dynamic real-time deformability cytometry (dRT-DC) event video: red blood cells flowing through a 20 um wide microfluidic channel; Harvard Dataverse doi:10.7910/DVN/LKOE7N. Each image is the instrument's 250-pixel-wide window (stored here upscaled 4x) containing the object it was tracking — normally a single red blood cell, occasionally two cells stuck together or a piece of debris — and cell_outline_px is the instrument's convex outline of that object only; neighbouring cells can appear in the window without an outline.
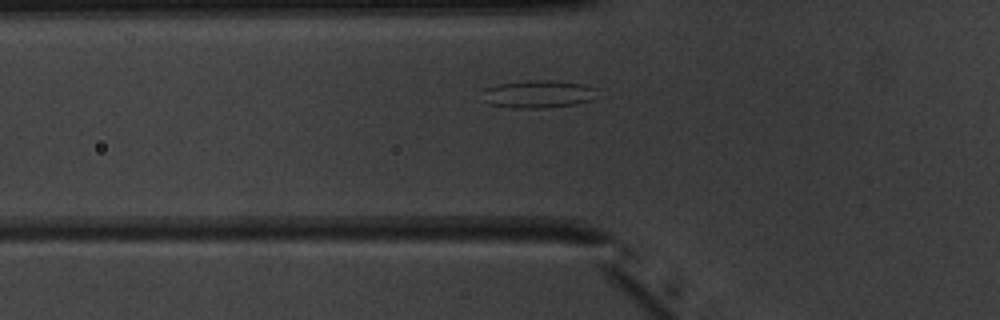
{"species": "common noctule bat (a hibernating species)", "species_latin": "Nyctalus noctula", "temperature_condition": "warm", "stored_images_in_passage": 41, "camera_frame_rate_fps": 3000, "um_per_image_px": 0.085, "animal": {"sex": "male", "body_mass_g": 20.1, "forearm_length_mm": 53.5}, "frame": {"image": 1, "passage_image": 8, "time_ms": 2.333, "image_size_px": [1000, 320], "cell_outline_px": [[600, 88], [592, 100], [576, 104], [548, 108], [512, 108], [488, 104], [484, 100], [484, 88], [500, 84], [532, 80], [552, 80], [584, 84]], "centroid_in_image_um": [45.81, 8.0], "position_along_channel_um": 80.0, "area_um2": 18.73}}
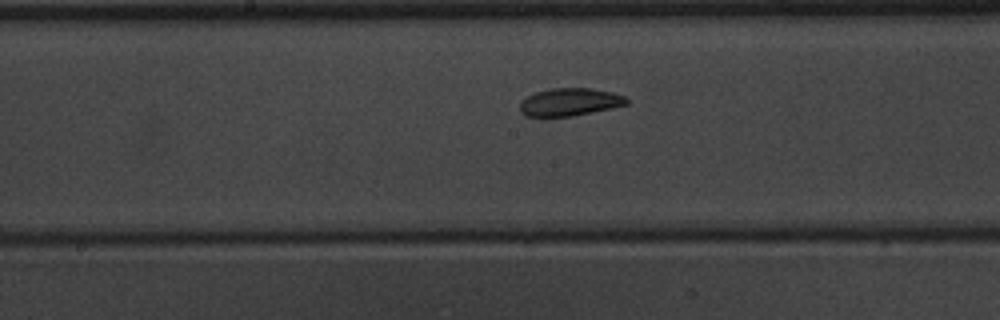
{"frame": {"image": 2, "passage_image": 17, "time_ms": 5.333, "image_size_px": [1000, 320], "cell_outline_px": [[628, 104], [612, 108], [572, 116], [544, 120], [524, 116], [520, 112], [520, 104], [528, 96], [536, 92], [552, 88], [592, 88], [612, 92], [624, 96], [628, 100]], "centroid_in_image_um": [48.37, 8.72], "position_along_channel_um": 199.8, "area_um2": 17.8}}
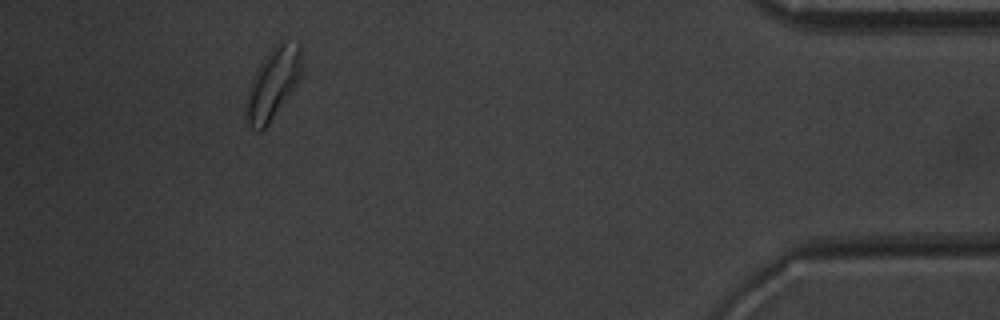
{"frame": {"image": 3, "passage_image": 37, "time_ms": 12.0, "image_size_px": [1000, 320], "cell_outline_px": [[304, 72], [300, 80], [292, 92], [268, 124], [260, 132], [244, 124], [244, 108], [248, 88], [252, 76], [268, 52], [280, 40], [284, 40], [300, 44], [304, 52]], "centroid_in_image_um": [23.23, 7.09], "position_along_channel_um": 412.0, "area_um2": 24.1}, "authors_computed_cell_mechanics": {"area_um2": 18.2648, "velocity_mm_per_s": 3.9603, "shape_relaxation_time_tau1_ms": 4.0568, "shape_relaxation_time_tau2_ms": 3.734, "deformation_change_tau1": 0.0942, "deformation_change_tau2": 0.0992}}